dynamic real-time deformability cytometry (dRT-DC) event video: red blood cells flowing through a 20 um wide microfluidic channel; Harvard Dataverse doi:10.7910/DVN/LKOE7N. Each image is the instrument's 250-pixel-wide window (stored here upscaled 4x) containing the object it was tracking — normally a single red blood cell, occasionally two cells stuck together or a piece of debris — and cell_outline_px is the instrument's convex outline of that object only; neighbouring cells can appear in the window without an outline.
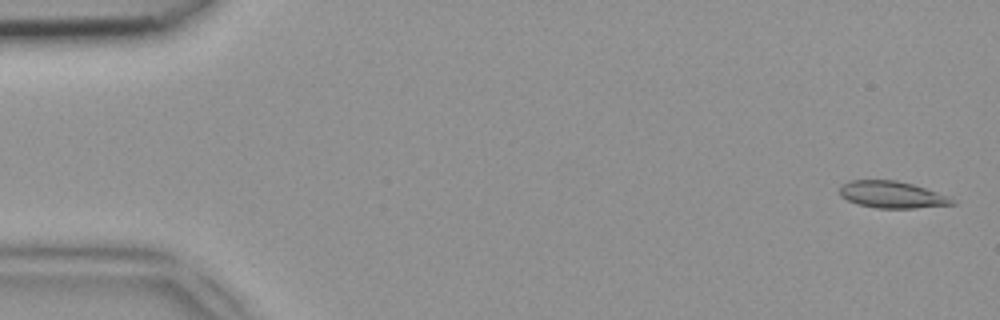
{"species": "common noctule bat (a hibernating species)", "species_latin": "Nyctalus noctula", "temperature_condition": "room temperature", "stored_images_in_passage": 48, "camera_frame_rate_fps": 3000, "um_per_image_px": 0.085, "animal": {"sex": "female", "body_mass_g": 18.4}, "frame": {"image": 1, "passage_image": 2, "time_ms": 0.333, "image_size_px": [1000, 320], "cell_outline_px": [[956, 204], [916, 208], [876, 208], [856, 204], [840, 196], [840, 188], [844, 184], [852, 180], [896, 180], [912, 184], [952, 196]], "centroid_in_image_um": [75.87, 16.55], "position_along_channel_um": 9.1, "area_um2": 17.69}}
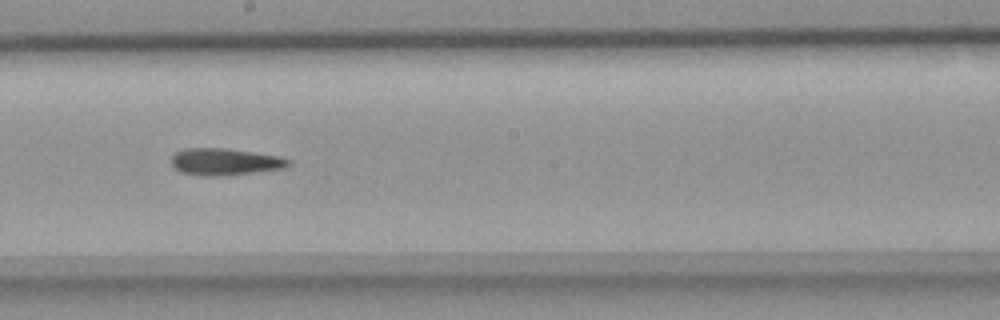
{"frame": {"image": 2, "passage_image": 27, "time_ms": 8.667, "image_size_px": [1000, 320], "cell_outline_px": [[292, 164], [288, 168], [216, 176], [200, 176], [180, 172], [172, 164], [172, 156], [176, 152], [184, 148], [224, 148], [280, 156], [292, 160]], "centroid_in_image_um": [19.15, 13.75], "position_along_channel_um": 229.0, "area_um2": 18.38}}
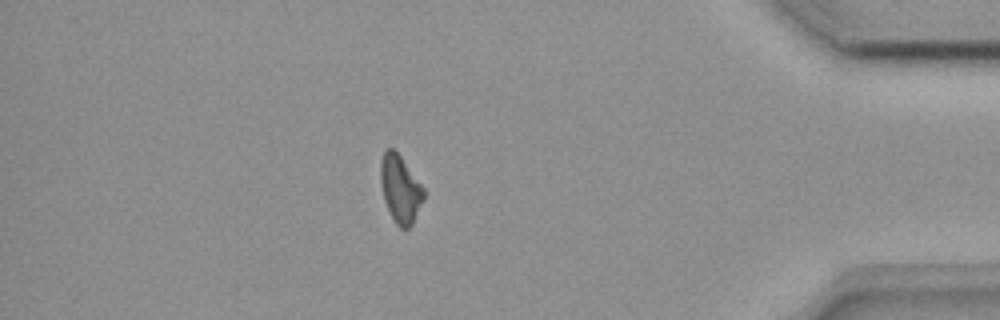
{"frame": {"image": 3, "passage_image": 42, "time_ms": 13.667, "image_size_px": [1000, 320], "cell_outline_px": [[424, 200], [412, 224], [408, 228], [400, 228], [396, 224], [384, 200], [380, 180], [380, 160], [384, 152], [388, 148], [392, 148], [400, 156], [424, 188]], "centroid_in_image_um": [34.02, 16.06], "position_along_channel_um": 401.2, "area_um2": 16.76}}